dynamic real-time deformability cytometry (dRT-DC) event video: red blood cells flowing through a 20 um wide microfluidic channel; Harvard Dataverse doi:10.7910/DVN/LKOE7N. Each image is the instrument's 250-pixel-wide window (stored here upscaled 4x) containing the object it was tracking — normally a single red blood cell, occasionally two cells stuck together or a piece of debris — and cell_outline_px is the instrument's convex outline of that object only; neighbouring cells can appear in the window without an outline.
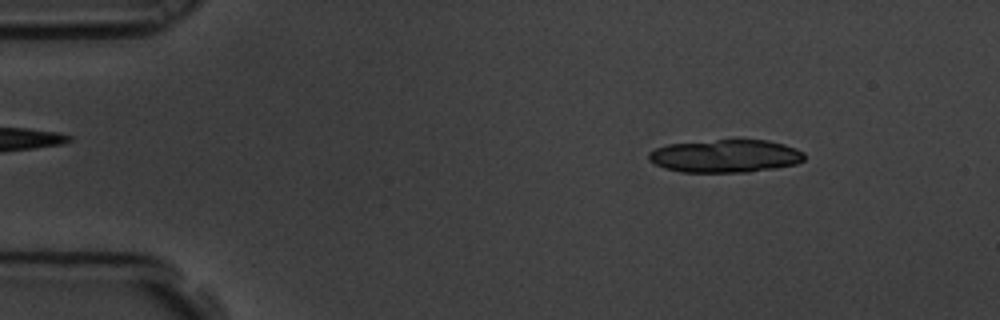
{"species": "common noctule bat (a hibernating species)", "species_latin": "Nyctalus noctula", "temperature_condition": "room temperature", "stored_images_in_passage": 6, "camera_frame_rate_fps": 3000, "um_per_image_px": 0.085, "animal": {"sex": "male", "body_mass_g": 19.5, "forearm_length_mm": 54.6}, "frame": {"image": 1, "passage_image": 2, "time_ms": 0.333, "image_size_px": [1000, 320], "cell_outline_px": [[804, 160], [796, 164], [776, 168], [748, 172], [680, 172], [664, 168], [648, 160], [648, 152], [656, 148], [668, 144], [716, 140], [768, 140], [784, 144], [796, 148], [804, 152]], "centroid_in_image_um": [61.66, 13.27], "position_along_channel_um": 23.3, "area_um2": 29.94}}